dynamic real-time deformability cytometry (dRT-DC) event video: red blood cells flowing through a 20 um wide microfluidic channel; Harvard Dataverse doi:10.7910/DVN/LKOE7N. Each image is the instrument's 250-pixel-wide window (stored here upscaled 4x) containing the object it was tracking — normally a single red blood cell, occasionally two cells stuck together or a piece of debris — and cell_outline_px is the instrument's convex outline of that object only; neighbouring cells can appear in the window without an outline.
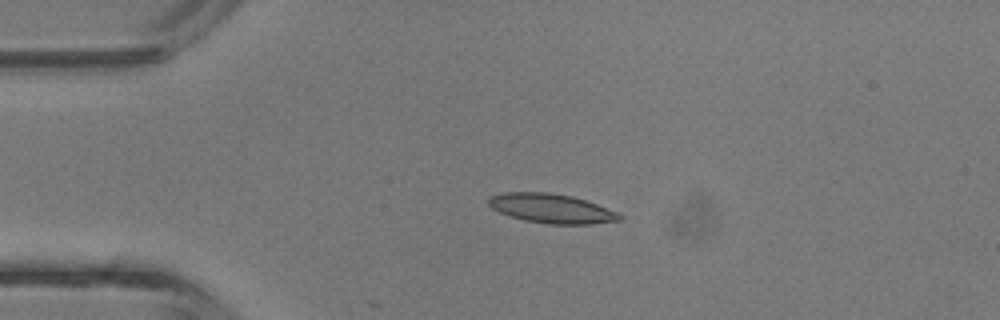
{"species": "common noctule bat (a hibernating species)", "species_latin": "Nyctalus noctula", "temperature_condition": "room temperature", "stored_images_in_passage": 13, "camera_frame_rate_fps": 3000, "um_per_image_px": 0.085, "animal": {"sex": "male", "body_mass_g": 13.3}, "frame": {"image": 1, "passage_image": 1, "time_ms": 0.0, "image_size_px": [1000, 320], "cell_outline_px": [[624, 216], [620, 220], [592, 224], [548, 224], [524, 220], [500, 212], [492, 208], [488, 204], [488, 200], [492, 196], [504, 192], [548, 192], [572, 196], [596, 204], [616, 212]], "centroid_in_image_um": [46.88, 17.72], "position_along_channel_um": 38.1, "area_um2": 22.14}}
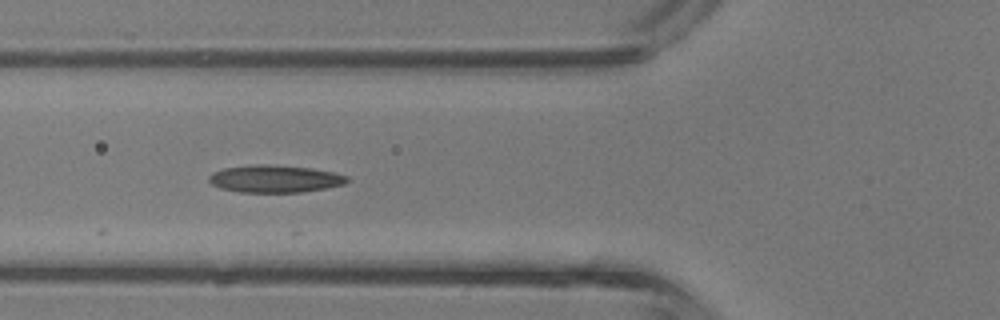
{"frame": {"image": 2, "passage_image": 7, "time_ms": 2.0, "image_size_px": [1000, 320], "cell_outline_px": [[348, 180], [344, 184], [324, 188], [300, 192], [240, 192], [220, 188], [212, 184], [208, 180], [208, 176], [212, 172], [224, 168], [256, 164], [264, 164], [312, 168], [332, 172], [348, 176]], "centroid_in_image_um": [23.32, 15.19], "position_along_channel_um": 102.5, "area_um2": 21.91}}
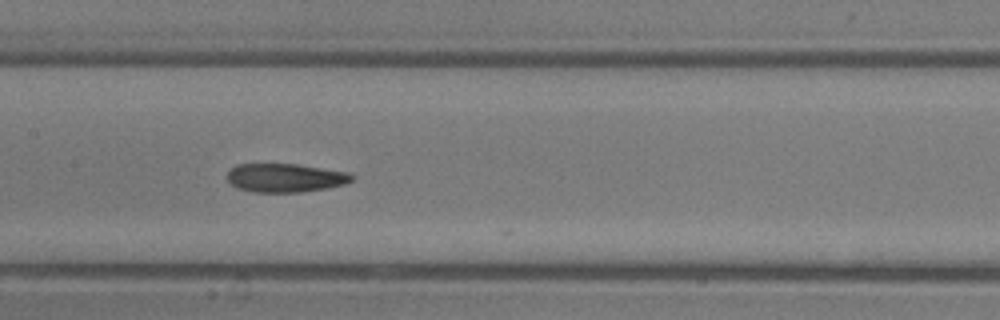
{"frame": {"image": 3, "passage_image": 12, "time_ms": 3.667, "image_size_px": [1000, 320], "cell_outline_px": [[352, 180], [344, 184], [324, 188], [300, 192], [252, 192], [236, 188], [228, 180], [228, 172], [236, 164], [296, 164], [348, 172], [352, 176]], "centroid_in_image_um": [24.2, 15.11], "position_along_channel_um": 183.2, "area_um2": 20.58}}